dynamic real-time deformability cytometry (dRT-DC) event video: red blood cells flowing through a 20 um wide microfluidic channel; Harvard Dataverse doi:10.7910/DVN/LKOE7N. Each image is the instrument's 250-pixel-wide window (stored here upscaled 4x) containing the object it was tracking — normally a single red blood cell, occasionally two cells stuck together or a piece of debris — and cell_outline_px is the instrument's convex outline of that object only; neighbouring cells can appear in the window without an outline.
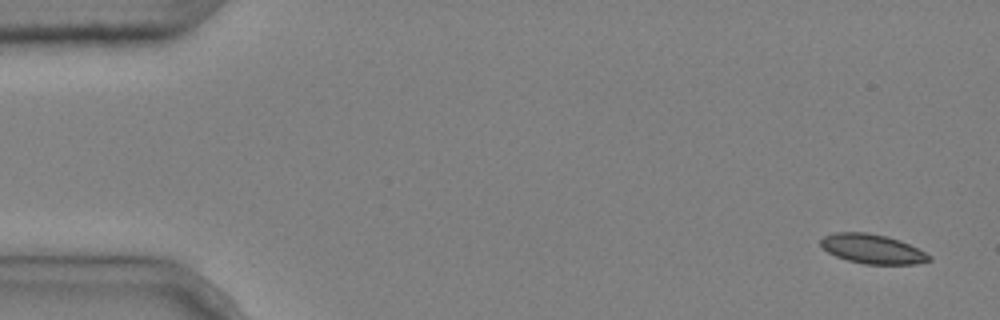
{"species": "common noctule bat (a hibernating species)", "species_latin": "Nyctalus noctula", "temperature_condition": "cold", "stored_images_in_passage": 6, "camera_frame_rate_fps": 3000, "um_per_image_px": 0.085, "animal": {"sex": "male", "body_mass_g": 20.4}, "frame": {"image": 1, "passage_image": 1, "time_ms": 0.0, "image_size_px": [1000, 320], "cell_outline_px": [[932, 260], [916, 264], [864, 264], [848, 260], [836, 256], [828, 252], [820, 244], [820, 240], [824, 236], [836, 232], [864, 232], [884, 236], [900, 240], [932, 256]], "centroid_in_image_um": [74.15, 21.16], "position_along_channel_um": 10.8, "area_um2": 18.38}}
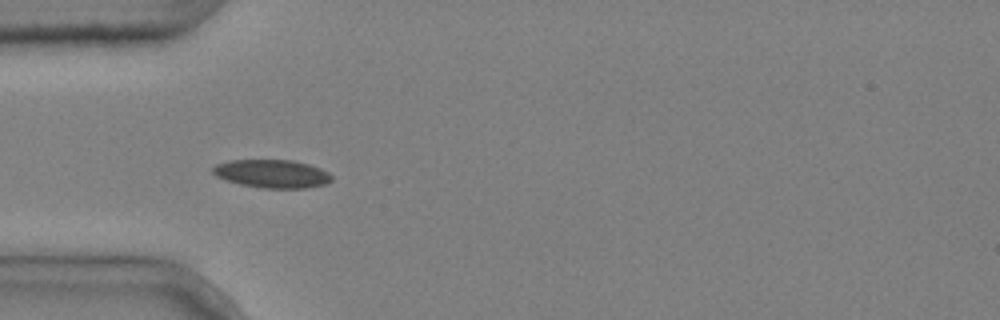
{"frame": {"image": 2, "passage_image": 5, "time_ms": 1.333, "image_size_px": [1000, 320], "cell_outline_px": [[332, 180], [324, 184], [304, 188], [260, 188], [240, 184], [224, 180], [216, 176], [212, 172], [212, 168], [216, 164], [228, 160], [292, 160], [308, 164], [320, 168], [328, 172], [332, 176]], "centroid_in_image_um": [23.09, 14.76], "position_along_channel_um": 61.9, "area_um2": 19.59}}